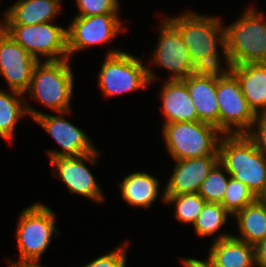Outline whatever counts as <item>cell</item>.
<instances>
[{
    "mask_svg": "<svg viewBox=\"0 0 266 267\" xmlns=\"http://www.w3.org/2000/svg\"><path fill=\"white\" fill-rule=\"evenodd\" d=\"M219 163L235 180L260 198L266 192V155L247 134H223L219 142Z\"/></svg>",
    "mask_w": 266,
    "mask_h": 267,
    "instance_id": "obj_1",
    "label": "cell"
},
{
    "mask_svg": "<svg viewBox=\"0 0 266 267\" xmlns=\"http://www.w3.org/2000/svg\"><path fill=\"white\" fill-rule=\"evenodd\" d=\"M56 224V214L51 208L35 202L20 213L16 240L19 249V259L6 260L9 267H16L27 262L41 261L42 255L48 249L50 242L59 233Z\"/></svg>",
    "mask_w": 266,
    "mask_h": 267,
    "instance_id": "obj_2",
    "label": "cell"
},
{
    "mask_svg": "<svg viewBox=\"0 0 266 267\" xmlns=\"http://www.w3.org/2000/svg\"><path fill=\"white\" fill-rule=\"evenodd\" d=\"M98 74L100 91L106 97L144 90L156 81L157 74L143 61L122 49H109Z\"/></svg>",
    "mask_w": 266,
    "mask_h": 267,
    "instance_id": "obj_3",
    "label": "cell"
},
{
    "mask_svg": "<svg viewBox=\"0 0 266 267\" xmlns=\"http://www.w3.org/2000/svg\"><path fill=\"white\" fill-rule=\"evenodd\" d=\"M234 23L224 26L225 45L233 65L266 63V16L248 8Z\"/></svg>",
    "mask_w": 266,
    "mask_h": 267,
    "instance_id": "obj_4",
    "label": "cell"
},
{
    "mask_svg": "<svg viewBox=\"0 0 266 267\" xmlns=\"http://www.w3.org/2000/svg\"><path fill=\"white\" fill-rule=\"evenodd\" d=\"M70 59L39 61L33 70L31 83L25 92L50 110L71 111L74 75Z\"/></svg>",
    "mask_w": 266,
    "mask_h": 267,
    "instance_id": "obj_5",
    "label": "cell"
},
{
    "mask_svg": "<svg viewBox=\"0 0 266 267\" xmlns=\"http://www.w3.org/2000/svg\"><path fill=\"white\" fill-rule=\"evenodd\" d=\"M164 17L180 32L193 63L209 53L219 51L220 46L224 63L232 65L225 45L224 26L217 16L187 11L174 17Z\"/></svg>",
    "mask_w": 266,
    "mask_h": 267,
    "instance_id": "obj_6",
    "label": "cell"
},
{
    "mask_svg": "<svg viewBox=\"0 0 266 267\" xmlns=\"http://www.w3.org/2000/svg\"><path fill=\"white\" fill-rule=\"evenodd\" d=\"M165 147L173 161L219 155L222 133L200 121L162 124Z\"/></svg>",
    "mask_w": 266,
    "mask_h": 267,
    "instance_id": "obj_7",
    "label": "cell"
},
{
    "mask_svg": "<svg viewBox=\"0 0 266 267\" xmlns=\"http://www.w3.org/2000/svg\"><path fill=\"white\" fill-rule=\"evenodd\" d=\"M3 29L38 61L43 57V61L69 58L67 28L46 22L36 25H3Z\"/></svg>",
    "mask_w": 266,
    "mask_h": 267,
    "instance_id": "obj_8",
    "label": "cell"
},
{
    "mask_svg": "<svg viewBox=\"0 0 266 267\" xmlns=\"http://www.w3.org/2000/svg\"><path fill=\"white\" fill-rule=\"evenodd\" d=\"M25 104L28 116L37 122L62 148V150H46L49 160L58 157L81 156L97 150L87 133L65 119L64 116L70 111L51 115L36 110L27 101Z\"/></svg>",
    "mask_w": 266,
    "mask_h": 267,
    "instance_id": "obj_9",
    "label": "cell"
},
{
    "mask_svg": "<svg viewBox=\"0 0 266 267\" xmlns=\"http://www.w3.org/2000/svg\"><path fill=\"white\" fill-rule=\"evenodd\" d=\"M217 98L219 131L222 134H247L252 129L256 114L249 107L232 72L217 79Z\"/></svg>",
    "mask_w": 266,
    "mask_h": 267,
    "instance_id": "obj_10",
    "label": "cell"
},
{
    "mask_svg": "<svg viewBox=\"0 0 266 267\" xmlns=\"http://www.w3.org/2000/svg\"><path fill=\"white\" fill-rule=\"evenodd\" d=\"M118 13H107L89 17L75 16L67 28L69 59L75 53L91 46L103 45L126 31Z\"/></svg>",
    "mask_w": 266,
    "mask_h": 267,
    "instance_id": "obj_11",
    "label": "cell"
},
{
    "mask_svg": "<svg viewBox=\"0 0 266 267\" xmlns=\"http://www.w3.org/2000/svg\"><path fill=\"white\" fill-rule=\"evenodd\" d=\"M99 156L100 153L97 149L81 156L50 159L53 167L52 175L62 180L71 194H79L100 204L105 200L103 191L86 165V163L95 164Z\"/></svg>",
    "mask_w": 266,
    "mask_h": 267,
    "instance_id": "obj_12",
    "label": "cell"
},
{
    "mask_svg": "<svg viewBox=\"0 0 266 267\" xmlns=\"http://www.w3.org/2000/svg\"><path fill=\"white\" fill-rule=\"evenodd\" d=\"M161 18L157 46L150 63L170 71L168 80H183L193 73V62L180 32L165 18Z\"/></svg>",
    "mask_w": 266,
    "mask_h": 267,
    "instance_id": "obj_13",
    "label": "cell"
},
{
    "mask_svg": "<svg viewBox=\"0 0 266 267\" xmlns=\"http://www.w3.org/2000/svg\"><path fill=\"white\" fill-rule=\"evenodd\" d=\"M0 20V75L8 83V89L24 93L28 90L33 70L39 62L3 29Z\"/></svg>",
    "mask_w": 266,
    "mask_h": 267,
    "instance_id": "obj_14",
    "label": "cell"
},
{
    "mask_svg": "<svg viewBox=\"0 0 266 267\" xmlns=\"http://www.w3.org/2000/svg\"><path fill=\"white\" fill-rule=\"evenodd\" d=\"M173 173L164 185L160 199L165 203L164 195L198 193L201 183L219 162V155L182 159L174 161Z\"/></svg>",
    "mask_w": 266,
    "mask_h": 267,
    "instance_id": "obj_15",
    "label": "cell"
},
{
    "mask_svg": "<svg viewBox=\"0 0 266 267\" xmlns=\"http://www.w3.org/2000/svg\"><path fill=\"white\" fill-rule=\"evenodd\" d=\"M160 92L161 111L165 116L162 124L198 121L196 108L183 80L166 79Z\"/></svg>",
    "mask_w": 266,
    "mask_h": 267,
    "instance_id": "obj_16",
    "label": "cell"
},
{
    "mask_svg": "<svg viewBox=\"0 0 266 267\" xmlns=\"http://www.w3.org/2000/svg\"><path fill=\"white\" fill-rule=\"evenodd\" d=\"M212 241L208 258L218 267H256L254 246L229 232L218 234Z\"/></svg>",
    "mask_w": 266,
    "mask_h": 267,
    "instance_id": "obj_17",
    "label": "cell"
},
{
    "mask_svg": "<svg viewBox=\"0 0 266 267\" xmlns=\"http://www.w3.org/2000/svg\"><path fill=\"white\" fill-rule=\"evenodd\" d=\"M183 81L196 108L198 121L213 125L219 130L217 79L191 74Z\"/></svg>",
    "mask_w": 266,
    "mask_h": 267,
    "instance_id": "obj_18",
    "label": "cell"
},
{
    "mask_svg": "<svg viewBox=\"0 0 266 267\" xmlns=\"http://www.w3.org/2000/svg\"><path fill=\"white\" fill-rule=\"evenodd\" d=\"M4 10V25H36L53 22L61 9V0H18Z\"/></svg>",
    "mask_w": 266,
    "mask_h": 267,
    "instance_id": "obj_19",
    "label": "cell"
},
{
    "mask_svg": "<svg viewBox=\"0 0 266 267\" xmlns=\"http://www.w3.org/2000/svg\"><path fill=\"white\" fill-rule=\"evenodd\" d=\"M231 72L238 79L253 112L256 115L266 113V63L233 65Z\"/></svg>",
    "mask_w": 266,
    "mask_h": 267,
    "instance_id": "obj_20",
    "label": "cell"
},
{
    "mask_svg": "<svg viewBox=\"0 0 266 267\" xmlns=\"http://www.w3.org/2000/svg\"><path fill=\"white\" fill-rule=\"evenodd\" d=\"M118 185L124 202L134 208H150L160 195V181L147 172L130 173Z\"/></svg>",
    "mask_w": 266,
    "mask_h": 267,
    "instance_id": "obj_21",
    "label": "cell"
},
{
    "mask_svg": "<svg viewBox=\"0 0 266 267\" xmlns=\"http://www.w3.org/2000/svg\"><path fill=\"white\" fill-rule=\"evenodd\" d=\"M236 218L239 235L234 237L250 245H256L266 237V204L257 198L254 202L237 212Z\"/></svg>",
    "mask_w": 266,
    "mask_h": 267,
    "instance_id": "obj_22",
    "label": "cell"
},
{
    "mask_svg": "<svg viewBox=\"0 0 266 267\" xmlns=\"http://www.w3.org/2000/svg\"><path fill=\"white\" fill-rule=\"evenodd\" d=\"M8 90L0 88V137L13 143L17 122L28 114L24 93Z\"/></svg>",
    "mask_w": 266,
    "mask_h": 267,
    "instance_id": "obj_23",
    "label": "cell"
},
{
    "mask_svg": "<svg viewBox=\"0 0 266 267\" xmlns=\"http://www.w3.org/2000/svg\"><path fill=\"white\" fill-rule=\"evenodd\" d=\"M228 216L220 203L206 202L193 224L195 233L202 238L214 236L226 224Z\"/></svg>",
    "mask_w": 266,
    "mask_h": 267,
    "instance_id": "obj_24",
    "label": "cell"
},
{
    "mask_svg": "<svg viewBox=\"0 0 266 267\" xmlns=\"http://www.w3.org/2000/svg\"><path fill=\"white\" fill-rule=\"evenodd\" d=\"M165 204L175 206L174 214L184 224H194L206 201L198 194L164 195Z\"/></svg>",
    "mask_w": 266,
    "mask_h": 267,
    "instance_id": "obj_25",
    "label": "cell"
},
{
    "mask_svg": "<svg viewBox=\"0 0 266 267\" xmlns=\"http://www.w3.org/2000/svg\"><path fill=\"white\" fill-rule=\"evenodd\" d=\"M230 177V174L218 162L210 171L209 175L201 183L198 194L206 202L221 203L226 194Z\"/></svg>",
    "mask_w": 266,
    "mask_h": 267,
    "instance_id": "obj_26",
    "label": "cell"
},
{
    "mask_svg": "<svg viewBox=\"0 0 266 267\" xmlns=\"http://www.w3.org/2000/svg\"><path fill=\"white\" fill-rule=\"evenodd\" d=\"M257 199L253 192L240 181L230 177L223 201L220 203L233 217L237 212Z\"/></svg>",
    "mask_w": 266,
    "mask_h": 267,
    "instance_id": "obj_27",
    "label": "cell"
},
{
    "mask_svg": "<svg viewBox=\"0 0 266 267\" xmlns=\"http://www.w3.org/2000/svg\"><path fill=\"white\" fill-rule=\"evenodd\" d=\"M220 52L209 53L193 63V73L197 77L219 79L231 72L232 65L222 66ZM222 67V68H221Z\"/></svg>",
    "mask_w": 266,
    "mask_h": 267,
    "instance_id": "obj_28",
    "label": "cell"
},
{
    "mask_svg": "<svg viewBox=\"0 0 266 267\" xmlns=\"http://www.w3.org/2000/svg\"><path fill=\"white\" fill-rule=\"evenodd\" d=\"M78 7L76 16L89 17L107 13H119V0H75Z\"/></svg>",
    "mask_w": 266,
    "mask_h": 267,
    "instance_id": "obj_29",
    "label": "cell"
},
{
    "mask_svg": "<svg viewBox=\"0 0 266 267\" xmlns=\"http://www.w3.org/2000/svg\"><path fill=\"white\" fill-rule=\"evenodd\" d=\"M127 244L128 242L120 244L116 249L110 250V252L100 257L98 256L90 263L84 265V267H126Z\"/></svg>",
    "mask_w": 266,
    "mask_h": 267,
    "instance_id": "obj_30",
    "label": "cell"
},
{
    "mask_svg": "<svg viewBox=\"0 0 266 267\" xmlns=\"http://www.w3.org/2000/svg\"><path fill=\"white\" fill-rule=\"evenodd\" d=\"M247 135L254 141L256 147L266 155V113L256 115L252 129Z\"/></svg>",
    "mask_w": 266,
    "mask_h": 267,
    "instance_id": "obj_31",
    "label": "cell"
},
{
    "mask_svg": "<svg viewBox=\"0 0 266 267\" xmlns=\"http://www.w3.org/2000/svg\"><path fill=\"white\" fill-rule=\"evenodd\" d=\"M255 266L266 267V237L254 245Z\"/></svg>",
    "mask_w": 266,
    "mask_h": 267,
    "instance_id": "obj_32",
    "label": "cell"
},
{
    "mask_svg": "<svg viewBox=\"0 0 266 267\" xmlns=\"http://www.w3.org/2000/svg\"><path fill=\"white\" fill-rule=\"evenodd\" d=\"M181 262L184 267H218L208 257L205 260L184 257Z\"/></svg>",
    "mask_w": 266,
    "mask_h": 267,
    "instance_id": "obj_33",
    "label": "cell"
},
{
    "mask_svg": "<svg viewBox=\"0 0 266 267\" xmlns=\"http://www.w3.org/2000/svg\"><path fill=\"white\" fill-rule=\"evenodd\" d=\"M16 267H46V266L40 265V261H38V262H27Z\"/></svg>",
    "mask_w": 266,
    "mask_h": 267,
    "instance_id": "obj_34",
    "label": "cell"
},
{
    "mask_svg": "<svg viewBox=\"0 0 266 267\" xmlns=\"http://www.w3.org/2000/svg\"><path fill=\"white\" fill-rule=\"evenodd\" d=\"M260 199L266 204V192L260 197Z\"/></svg>",
    "mask_w": 266,
    "mask_h": 267,
    "instance_id": "obj_35",
    "label": "cell"
}]
</instances>
